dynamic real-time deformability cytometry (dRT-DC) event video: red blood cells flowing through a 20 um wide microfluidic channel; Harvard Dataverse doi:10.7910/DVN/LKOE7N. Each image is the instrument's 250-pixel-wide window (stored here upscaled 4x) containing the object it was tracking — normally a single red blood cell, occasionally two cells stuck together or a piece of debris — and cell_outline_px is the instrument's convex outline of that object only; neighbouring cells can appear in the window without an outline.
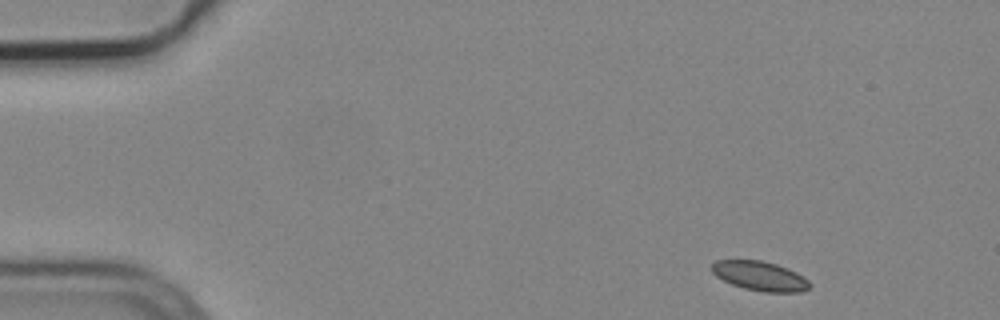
{"species": "common noctule bat (a hibernating species)", "species_latin": "Nyctalus noctula", "temperature_condition": "cold", "stored_images_in_passage": 4, "camera_frame_rate_fps": 3000, "um_per_image_px": 0.085, "animal": {"sex": "male", "body_mass_g": 19.2, "forearm_length_mm": 51.8}, "frame": {"image": 1, "passage_image": 1, "time_ms": 0.0, "image_size_px": [1000, 320], "cell_outline_px": [[812, 284], [804, 292], [764, 292], [744, 288], [732, 284], [716, 276], [712, 272], [712, 264], [716, 260], [760, 260], [776, 264], [788, 268], [804, 276]], "centroid_in_image_um": [64.63, 23.46], "position_along_channel_um": 20.4, "area_um2": 16.82}}
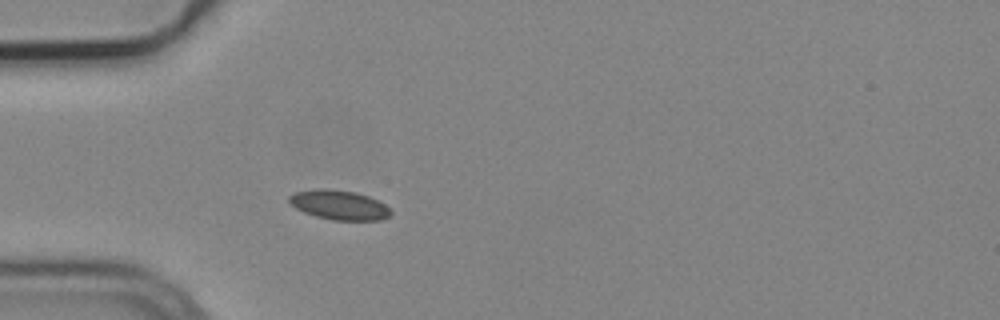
{"frame": {"image": 2, "passage_image": 4, "time_ms": 1.0, "image_size_px": [1000, 320], "cell_outline_px": [[392, 212], [388, 216], [380, 220], [332, 220], [316, 216], [304, 212], [296, 208], [288, 200], [288, 196], [296, 192], [356, 192], [368, 196], [384, 204]], "centroid_in_image_um": [28.88, 17.49], "position_along_channel_um": 56.1, "area_um2": 16.36}}